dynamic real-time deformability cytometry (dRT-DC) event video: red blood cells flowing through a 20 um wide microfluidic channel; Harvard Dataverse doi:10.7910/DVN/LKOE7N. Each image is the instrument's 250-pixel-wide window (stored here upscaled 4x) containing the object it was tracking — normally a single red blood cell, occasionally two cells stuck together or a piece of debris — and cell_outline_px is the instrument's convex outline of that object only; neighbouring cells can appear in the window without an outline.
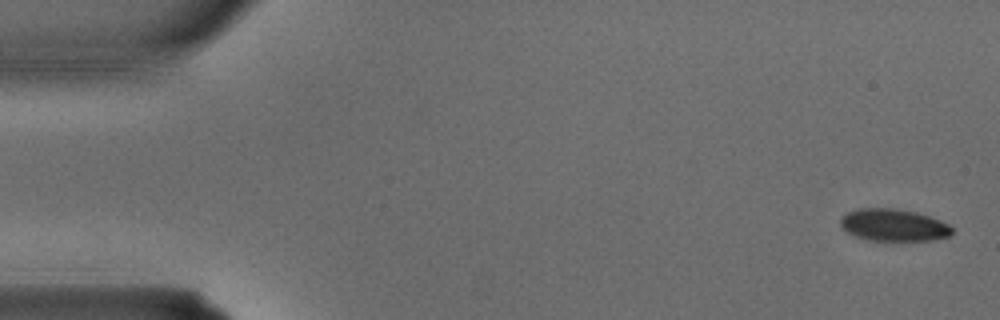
{"species": "common noctule bat (a hibernating species)", "species_latin": "Nyctalus noctula", "temperature_condition": "warm", "stored_images_in_passage": 3, "camera_frame_rate_fps": 3000, "um_per_image_px": 0.085, "animal": {"sex": "male", "body_mass_g": 15.6}, "frame": {"image": 1, "passage_image": 1, "time_ms": 0.0, "image_size_px": [1000, 320], "cell_outline_px": [[952, 236], [932, 240], [868, 240], [844, 232], [840, 224], [840, 216], [848, 212], [860, 208], [896, 208], [916, 212], [940, 220], [948, 224], [952, 228]], "centroid_in_image_um": [75.93, 19.13], "position_along_channel_um": 9.1, "area_um2": 21.04}}